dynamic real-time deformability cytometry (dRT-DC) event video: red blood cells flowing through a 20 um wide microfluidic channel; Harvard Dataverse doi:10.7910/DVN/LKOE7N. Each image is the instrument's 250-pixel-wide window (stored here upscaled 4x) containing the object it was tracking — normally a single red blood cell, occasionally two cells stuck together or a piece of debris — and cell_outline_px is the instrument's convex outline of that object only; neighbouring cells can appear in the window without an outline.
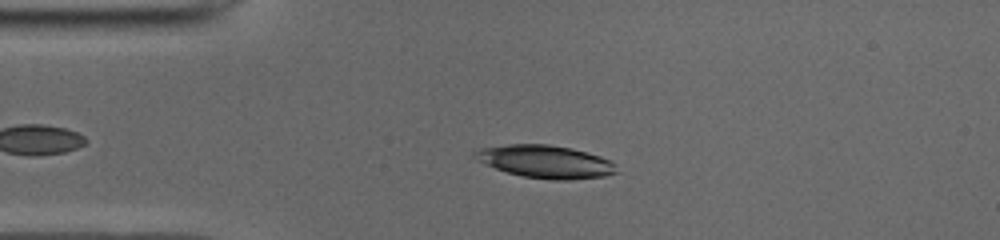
{"species": "common noctule bat (a hibernating species)", "species_latin": "Nyctalus noctula", "temperature_condition": "cold", "stored_images_in_passage": 45, "camera_frame_rate_fps": 3000, "um_per_image_px": 0.085, "animal": {"sex": "male", "body_mass_g": 19.0, "forearm_length_mm": 50.8}, "frame": {"image": 1, "passage_image": 10, "time_ms": 3.0, "image_size_px": [1000, 240], "cell_outline_px": [[616, 172], [604, 176], [568, 180], [552, 180], [524, 176], [508, 172], [484, 164], [476, 160], [472, 156], [472, 152], [480, 148], [508, 144], [548, 144], [572, 148], [600, 156], [616, 164]], "centroid_in_image_um": [46.32, 13.73], "position_along_channel_um": 38.7, "area_um2": 26.99}}
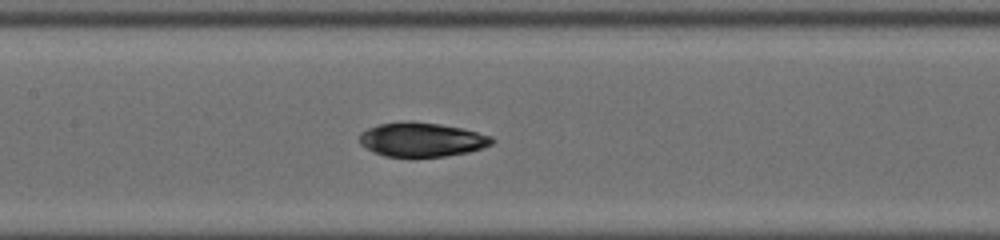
{"frame": {"image": 2, "passage_image": 22, "time_ms": 7.0, "image_size_px": [1000, 240], "cell_outline_px": [[496, 140], [492, 144], [468, 152], [444, 156], [384, 156], [364, 148], [360, 144], [360, 132], [368, 128], [380, 124], [408, 120], [412, 120], [440, 124], [460, 128], [492, 136]], "centroid_in_image_um": [35.82, 11.85], "position_along_channel_um": 171.6, "area_um2": 26.3}}
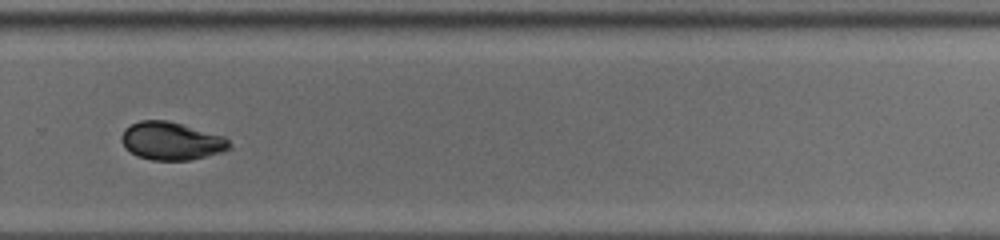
{"frame": {"image": 3, "passage_image": 33, "time_ms": 10.667, "image_size_px": [1000, 240], "cell_outline_px": [[232, 148], [208, 156], [192, 160], [152, 160], [136, 156], [124, 148], [120, 140], [120, 136], [124, 128], [140, 120], [168, 120], [224, 136], [232, 144]], "centroid_in_image_um": [14.54, 11.99], "position_along_channel_um": 315.3, "area_um2": 24.16}, "authors_computed_cell_mechanics": {"area_um2": 26.3568, "velocity_mm_per_s": 3.9201, "shape_relaxation_time_tau1_ms": 5.088, "shape_relaxation_time_tau2_ms": 3.048, "deformation_change_tau1": 0.2283, "deformation_change_tau2": 0.06}}